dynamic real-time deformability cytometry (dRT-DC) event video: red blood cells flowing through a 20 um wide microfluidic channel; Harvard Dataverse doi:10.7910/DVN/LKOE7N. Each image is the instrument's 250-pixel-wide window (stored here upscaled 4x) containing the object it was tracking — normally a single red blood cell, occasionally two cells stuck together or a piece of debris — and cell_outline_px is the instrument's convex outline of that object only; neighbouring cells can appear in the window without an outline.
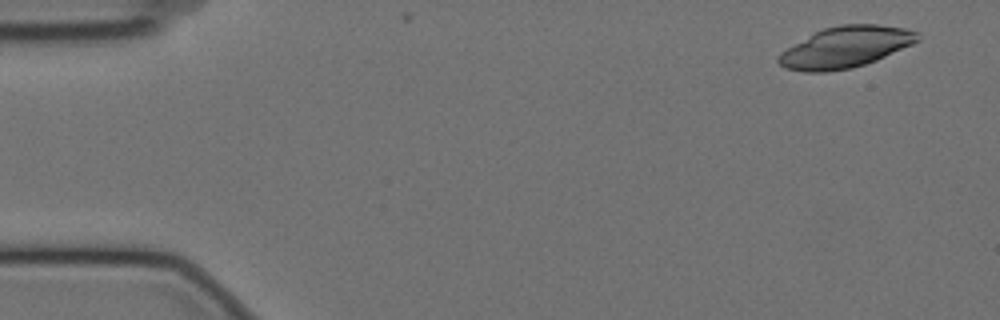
{"species": "Egyptian fruit bat (a non-hibernating species)", "species_latin": "Rousettus aegyptiacus", "temperature_condition": "cold", "stored_images_in_passage": 5, "camera_frame_rate_fps": 3000, "um_per_image_px": 0.085, "animal": {"sex": "female"}, "frame": {"image": 1, "passage_image": 3, "time_ms": 0.667, "image_size_px": [1000, 320], "cell_outline_px": [[920, 40], [912, 44], [876, 60], [852, 68], [824, 72], [804, 72], [784, 68], [776, 60], [776, 56], [780, 52], [816, 32], [824, 28], [840, 24], [876, 24], [904, 28], [916, 32]], "centroid_in_image_um": [71.83, 4.01], "position_along_channel_um": 13.2, "area_um2": 33.06}}